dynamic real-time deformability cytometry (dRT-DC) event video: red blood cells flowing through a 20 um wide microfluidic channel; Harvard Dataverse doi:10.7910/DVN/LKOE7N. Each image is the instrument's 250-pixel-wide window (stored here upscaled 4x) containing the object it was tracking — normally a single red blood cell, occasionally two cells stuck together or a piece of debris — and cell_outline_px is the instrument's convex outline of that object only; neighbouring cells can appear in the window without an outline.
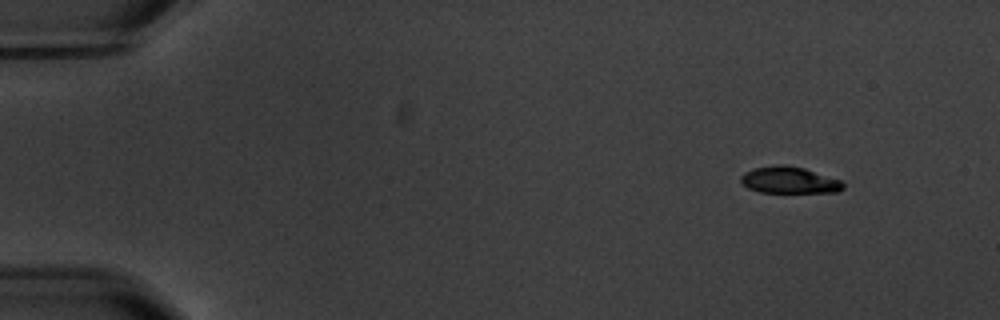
{"species": "common noctule bat (a hibernating species)", "species_latin": "Nyctalus noctula", "temperature_condition": "warm", "stored_images_in_passage": 5, "camera_frame_rate_fps": 3000, "um_per_image_px": 0.085, "animal": {"sex": "male", "body_mass_g": 20.1, "forearm_length_mm": 53.5}, "frame": {"image": 1, "passage_image": 1, "time_ms": 0.0, "image_size_px": [1000, 320], "cell_outline_px": [[844, 188], [836, 192], [760, 192], [748, 188], [740, 180], [740, 176], [744, 172], [756, 168], [780, 164], [784, 164], [804, 168], [840, 180], [844, 184]], "centroid_in_image_um": [67.08, 15.31], "position_along_channel_um": 17.9, "area_um2": 15.72}}
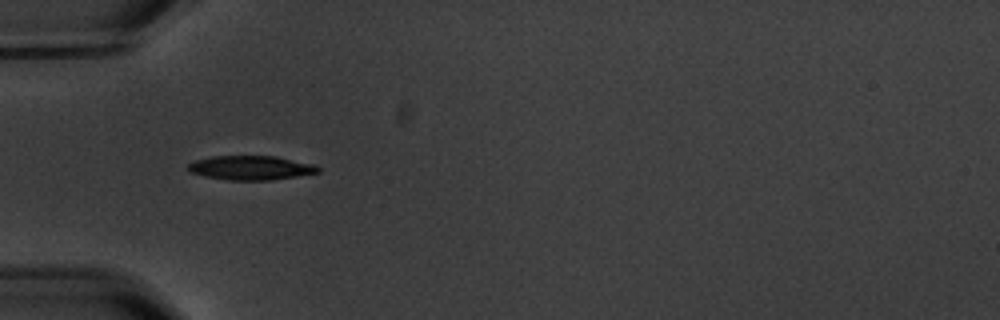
{"frame": {"image": 2, "passage_image": 3, "time_ms": 4.333, "image_size_px": [1000, 320], "cell_outline_px": [[320, 172], [272, 180], [228, 180], [204, 176], [188, 172], [188, 164], [196, 160], [212, 156], [276, 156], [312, 164], [320, 168]], "centroid_in_image_um": [21.29, 14.26], "position_along_channel_um": 63.7, "area_um2": 18.26}}
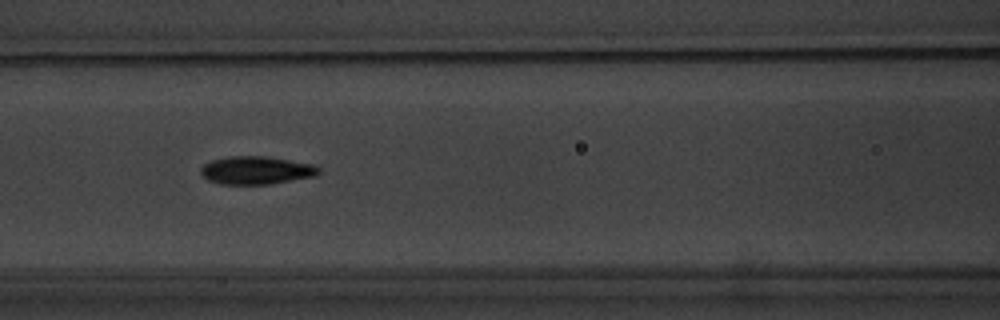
{"frame": {"image": 3, "passage_image": 5, "time_ms": 6.667, "image_size_px": [1000, 320], "cell_outline_px": [[320, 172], [316, 176], [268, 184], [220, 184], [208, 180], [200, 172], [200, 168], [204, 164], [212, 160], [228, 156], [264, 156], [312, 164], [320, 168]], "centroid_in_image_um": [21.77, 14.47], "position_along_channel_um": 144.8, "area_um2": 19.13}}